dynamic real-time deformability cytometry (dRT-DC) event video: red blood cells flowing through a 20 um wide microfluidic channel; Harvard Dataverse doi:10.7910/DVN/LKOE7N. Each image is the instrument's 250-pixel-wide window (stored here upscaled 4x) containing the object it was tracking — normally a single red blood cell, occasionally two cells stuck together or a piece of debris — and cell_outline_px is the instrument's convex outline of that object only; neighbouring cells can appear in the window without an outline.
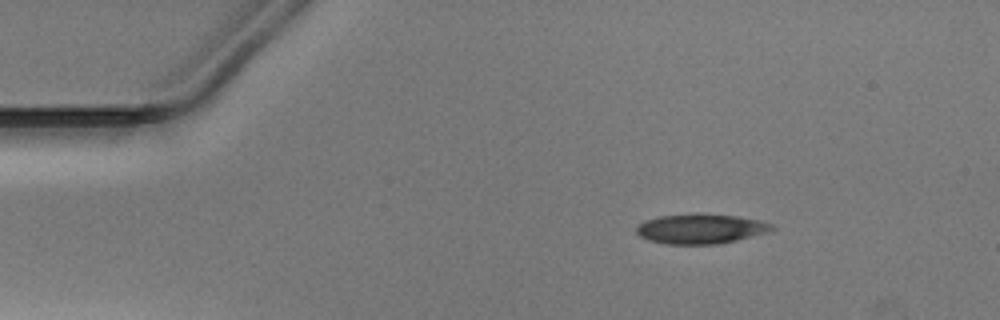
{"species": "Egyptian fruit bat (a non-hibernating species)", "species_latin": "Rousettus aegyptiacus", "temperature_condition": "warm", "stored_images_in_passage": 44, "camera_frame_rate_fps": 3000, "um_per_image_px": 0.085, "animal": {"sex": "male"}, "frame": {"image": 1, "passage_image": 1, "time_ms": 0.0, "image_size_px": [1000, 320], "cell_outline_px": [[776, 228], [772, 232], [720, 244], [664, 244], [648, 240], [640, 236], [636, 232], [636, 224], [644, 220], [660, 216], [696, 212], [736, 216], [760, 220], [772, 224]], "centroid_in_image_um": [59.57, 19.44], "position_along_channel_um": 25.4, "area_um2": 24.16}}
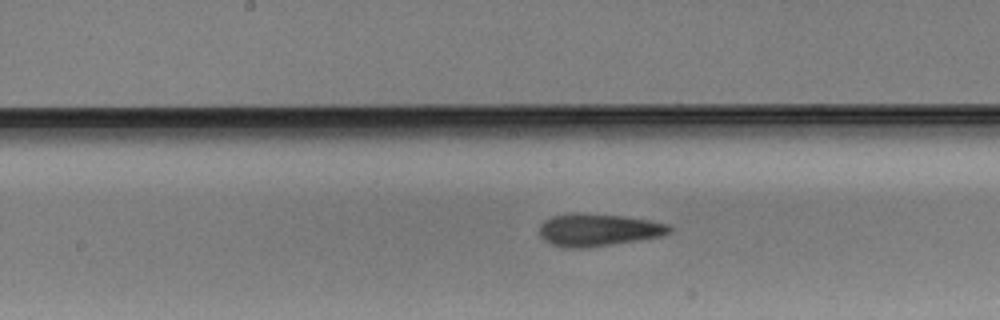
{"frame": {"image": 2, "passage_image": 19, "time_ms": 6.0, "image_size_px": [1000, 320], "cell_outline_px": [[672, 232], [664, 236], [612, 244], [584, 248], [564, 248], [552, 244], [544, 240], [540, 236], [540, 224], [544, 220], [552, 216], [572, 212], [580, 212], [624, 216], [648, 220], [668, 224], [672, 228]], "centroid_in_image_um": [50.84, 19.53], "position_along_channel_um": 197.4, "area_um2": 24.85}}
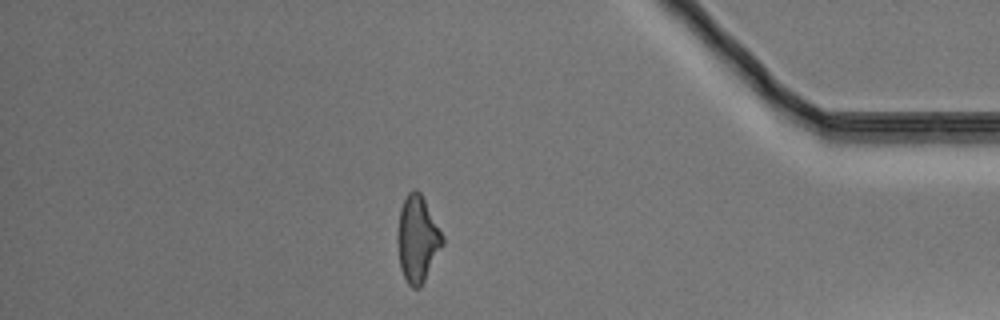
{"frame": {"image": 3, "passage_image": 37, "time_ms": 12.0, "image_size_px": [1000, 320], "cell_outline_px": [[444, 244], [420, 288], [412, 288], [408, 284], [400, 268], [396, 240], [400, 208], [408, 192], [412, 188], [416, 188], [420, 192], [444, 236]], "centroid_in_image_um": [35.47, 20.31], "position_along_channel_um": 399.7, "area_um2": 22.77}}